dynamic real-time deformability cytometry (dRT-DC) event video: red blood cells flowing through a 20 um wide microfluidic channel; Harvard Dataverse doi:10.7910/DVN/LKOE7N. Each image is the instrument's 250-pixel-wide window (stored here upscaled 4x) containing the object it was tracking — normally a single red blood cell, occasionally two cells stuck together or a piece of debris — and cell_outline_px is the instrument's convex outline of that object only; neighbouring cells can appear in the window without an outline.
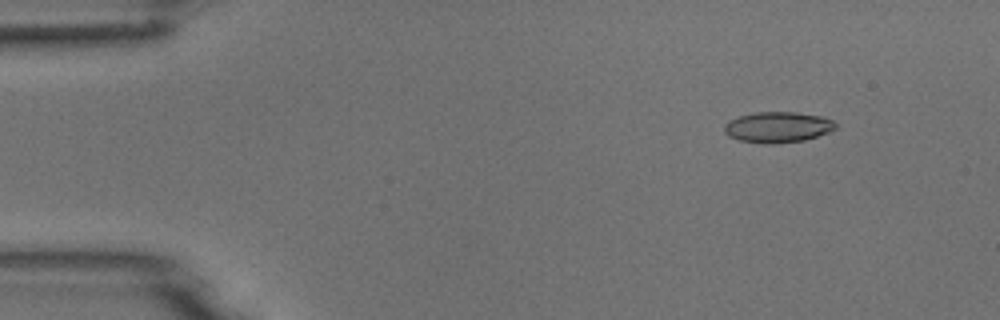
{"species": "common noctule bat (a hibernating species)", "species_latin": "Nyctalus noctula", "temperature_condition": "room temperature", "stored_images_in_passage": 48, "camera_frame_rate_fps": 3000, "um_per_image_px": 0.085, "animal": {"sex": "male", "body_mass_g": 18.8}, "frame": {"image": 1, "passage_image": 1, "time_ms": 0.0, "image_size_px": [1000, 320], "cell_outline_px": [[836, 128], [828, 132], [804, 140], [772, 144], [764, 144], [740, 140], [728, 136], [724, 132], [724, 124], [728, 120], [740, 116], [756, 112], [796, 112], [824, 116], [832, 120], [836, 124]], "centroid_in_image_um": [66.09, 10.8], "position_along_channel_um": 18.9, "area_um2": 20.0}}
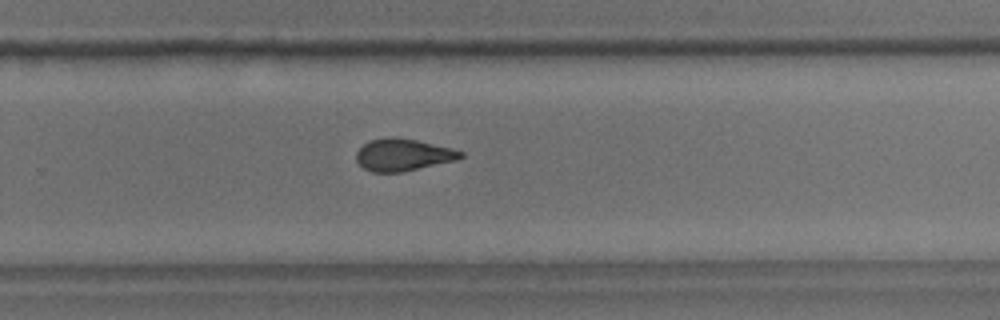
{"frame": {"image": 2, "passage_image": 30, "time_ms": 9.667, "image_size_px": [1000, 320], "cell_outline_px": [[464, 156], [456, 160], [400, 172], [372, 172], [364, 168], [356, 160], [356, 152], [368, 140], [388, 136], [392, 136], [416, 140], [452, 148], [464, 152]], "centroid_in_image_um": [34.24, 13.14], "position_along_channel_um": 295.6, "area_um2": 19.48}}
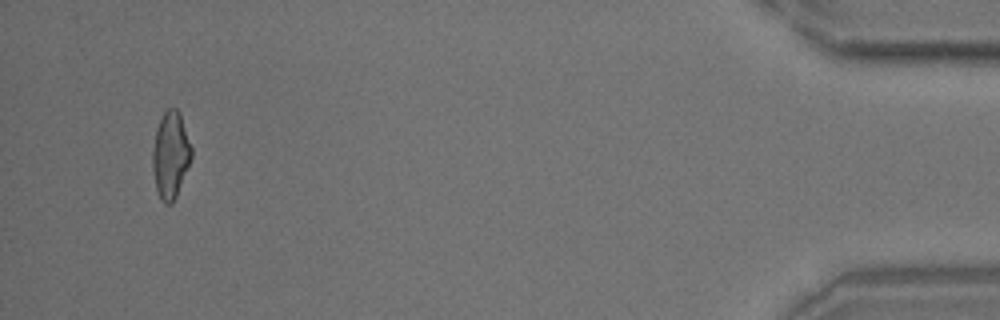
{"frame": {"image": 3, "passage_image": 46, "time_ms": 15.0, "image_size_px": [1000, 320], "cell_outline_px": [[192, 156], [176, 196], [172, 204], [164, 204], [160, 200], [156, 188], [152, 168], [152, 152], [156, 128], [164, 112], [168, 108], [176, 108], [180, 112], [192, 148]], "centroid_in_image_um": [14.49, 13.18], "position_along_channel_um": 420.7, "area_um2": 19.65}}